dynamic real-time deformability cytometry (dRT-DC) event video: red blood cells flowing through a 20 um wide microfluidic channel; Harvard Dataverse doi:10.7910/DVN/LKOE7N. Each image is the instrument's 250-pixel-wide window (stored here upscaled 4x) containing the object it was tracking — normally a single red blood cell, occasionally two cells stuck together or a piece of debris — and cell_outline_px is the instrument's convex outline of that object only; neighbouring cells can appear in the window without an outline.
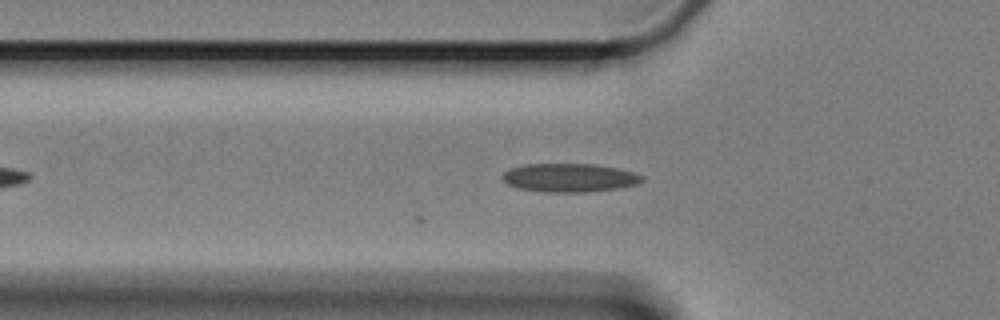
{"species": "Egyptian fruit bat (a non-hibernating species)", "species_latin": "Rousettus aegyptiacus", "temperature_condition": "cold", "stored_images_in_passage": 4, "camera_frame_rate_fps": 3000, "um_per_image_px": 0.085, "animal": {"sex": "female"}, "frame": {"image": 1, "passage_image": 4, "time_ms": 1.0, "image_size_px": [1000, 320], "cell_outline_px": [[644, 180], [636, 184], [616, 188], [584, 192], [544, 192], [520, 188], [508, 184], [504, 180], [504, 172], [508, 168], [524, 164], [596, 164], [636, 172], [644, 176]], "centroid_in_image_um": [48.42, 15.09], "position_along_channel_um": 77.4, "area_um2": 23.12}}